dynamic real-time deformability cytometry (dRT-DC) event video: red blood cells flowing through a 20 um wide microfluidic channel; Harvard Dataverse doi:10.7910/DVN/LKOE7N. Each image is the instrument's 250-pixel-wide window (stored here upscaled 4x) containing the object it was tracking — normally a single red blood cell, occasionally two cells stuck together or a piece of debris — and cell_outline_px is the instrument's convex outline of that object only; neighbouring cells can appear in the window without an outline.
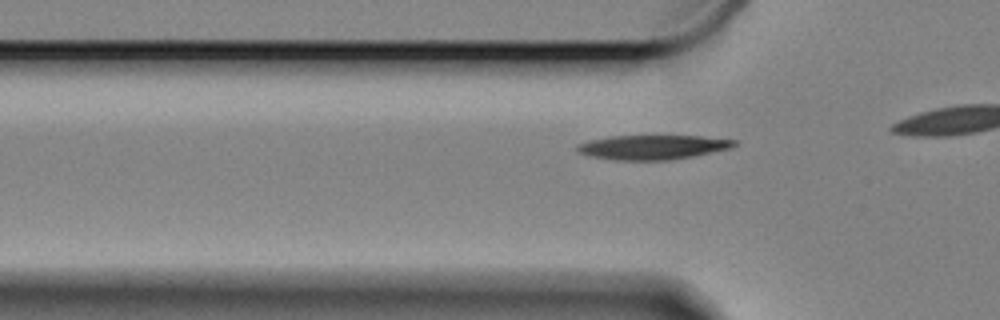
{"species": "Egyptian fruit bat (a non-hibernating species)", "species_latin": "Rousettus aegyptiacus", "temperature_condition": "cold", "stored_images_in_passage": 14, "camera_frame_rate_fps": 3000, "um_per_image_px": 0.085, "animal": {"sex": "female"}, "frame": {"image": 1, "passage_image": 8, "time_ms": 2.333, "image_size_px": [1000, 320], "cell_outline_px": [[736, 144], [732, 148], [696, 156], [672, 160], [612, 160], [592, 156], [576, 152], [576, 144], [588, 140], [608, 136], [700, 136], [736, 140]], "centroid_in_image_um": [55.45, 12.51], "position_along_channel_um": 70.3, "area_um2": 22.6}}
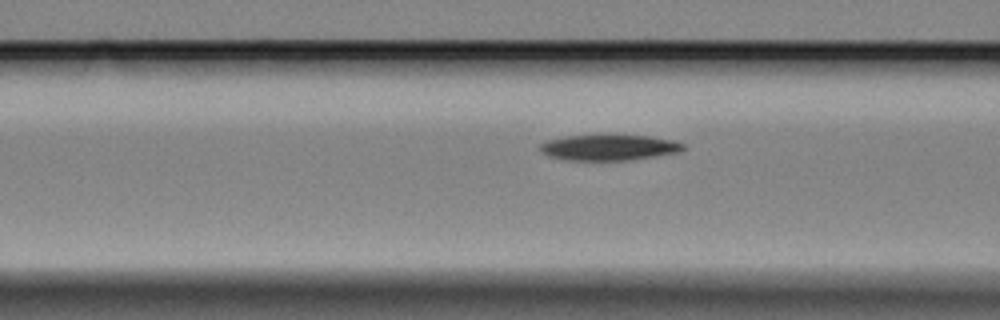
{"frame": {"image": 2, "passage_image": 12, "time_ms": 3.667, "image_size_px": [1000, 320], "cell_outline_px": [[684, 148], [680, 152], [632, 160], [564, 160], [548, 156], [540, 152], [536, 148], [540, 144], [548, 140], [564, 136], [652, 136], [672, 140], [684, 144]], "centroid_in_image_um": [51.72, 12.55], "position_along_channel_um": 114.9, "area_um2": 21.44}}